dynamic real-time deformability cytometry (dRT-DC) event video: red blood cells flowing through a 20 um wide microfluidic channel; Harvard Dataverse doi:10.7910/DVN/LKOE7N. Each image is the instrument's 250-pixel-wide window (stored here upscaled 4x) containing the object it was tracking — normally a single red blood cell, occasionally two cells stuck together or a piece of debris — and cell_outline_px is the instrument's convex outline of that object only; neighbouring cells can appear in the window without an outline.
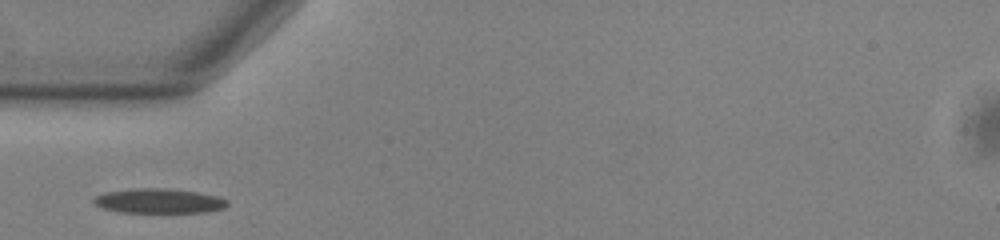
{"species": "common noctule bat (a hibernating species)", "species_latin": "Nyctalus noctula", "temperature_condition": "warm", "stored_images_in_passage": 38, "camera_frame_rate_fps": 3000, "um_per_image_px": 0.085, "animal": {"sex": "male", "body_mass_g": 13.0, "forearm_length_mm": 53.1}, "frame": {"image": 1, "passage_image": 1, "time_ms": 0.0, "image_size_px": [1000, 240], "cell_outline_px": [[228, 204], [224, 208], [204, 212], [120, 212], [104, 208], [96, 204], [92, 200], [96, 196], [108, 192], [136, 188], [164, 188], [196, 192], [220, 196], [228, 200]], "centroid_in_image_um": [13.56, 17.08], "position_along_channel_um": 71.4, "area_um2": 18.96}}
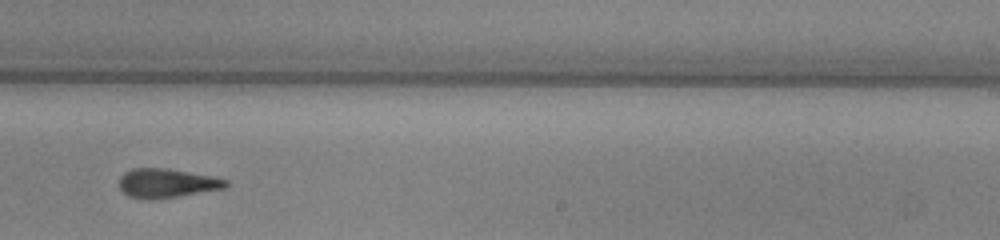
{"frame": {"image": 2, "passage_image": 17, "time_ms": 5.333, "image_size_px": [1000, 240], "cell_outline_px": [[228, 184], [224, 188], [180, 196], [128, 196], [120, 188], [120, 176], [124, 172], [132, 168], [168, 168], [212, 176], [228, 180]], "centroid_in_image_um": [14.22, 15.51], "position_along_channel_um": 274.8, "area_um2": 17.34}}
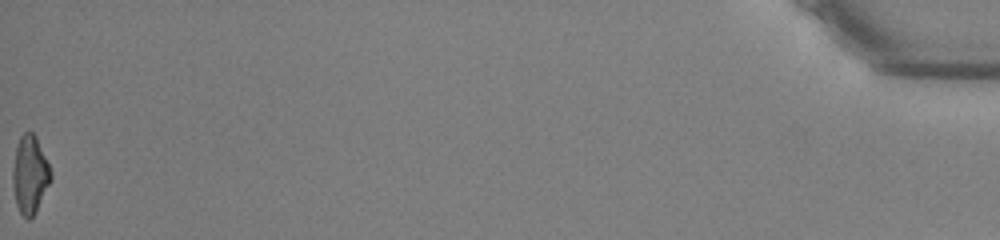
{"frame": {"image": 3, "passage_image": 38, "time_ms": 12.333, "image_size_px": [1000, 240], "cell_outline_px": [[52, 180], [36, 212], [28, 220], [20, 212], [16, 204], [12, 184], [12, 172], [16, 148], [20, 136], [24, 132], [32, 132], [36, 136], [52, 172]], "centroid_in_image_um": [2.55, 14.85], "position_along_channel_um": 432.6, "area_um2": 17.34}}